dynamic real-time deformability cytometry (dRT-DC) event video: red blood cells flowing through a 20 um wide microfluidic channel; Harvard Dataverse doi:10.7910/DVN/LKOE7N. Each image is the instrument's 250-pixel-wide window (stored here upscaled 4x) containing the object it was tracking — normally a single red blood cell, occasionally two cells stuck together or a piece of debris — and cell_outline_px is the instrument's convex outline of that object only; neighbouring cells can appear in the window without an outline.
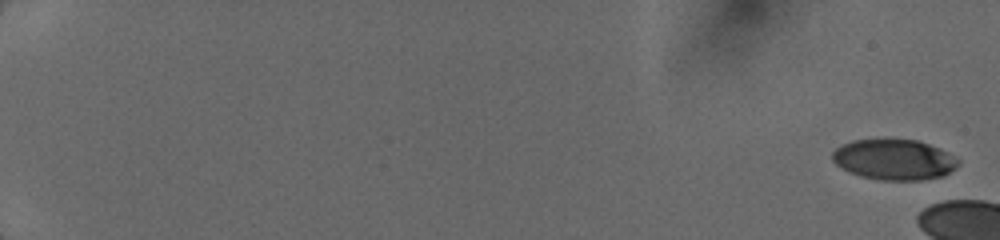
{"species": "human", "species_latin": "Homo sapiens", "temperature_condition": "cold", "stored_images_in_passage": 10, "camera_frame_rate_fps": 3000, "um_per_image_px": 0.085, "donor": {"sex": "female"}, "frame": {"image": 1, "passage_image": 1, "time_ms": 0.0, "image_size_px": [1000, 240], "cell_outline_px": [[960, 164], [956, 168], [944, 176], [920, 180], [880, 180], [860, 176], [848, 172], [836, 164], [832, 160], [832, 152], [836, 148], [852, 140], [916, 140], [940, 148], [960, 160]], "centroid_in_image_um": [76.01, 13.58], "position_along_channel_um": 9.0, "area_um2": 29.71}}